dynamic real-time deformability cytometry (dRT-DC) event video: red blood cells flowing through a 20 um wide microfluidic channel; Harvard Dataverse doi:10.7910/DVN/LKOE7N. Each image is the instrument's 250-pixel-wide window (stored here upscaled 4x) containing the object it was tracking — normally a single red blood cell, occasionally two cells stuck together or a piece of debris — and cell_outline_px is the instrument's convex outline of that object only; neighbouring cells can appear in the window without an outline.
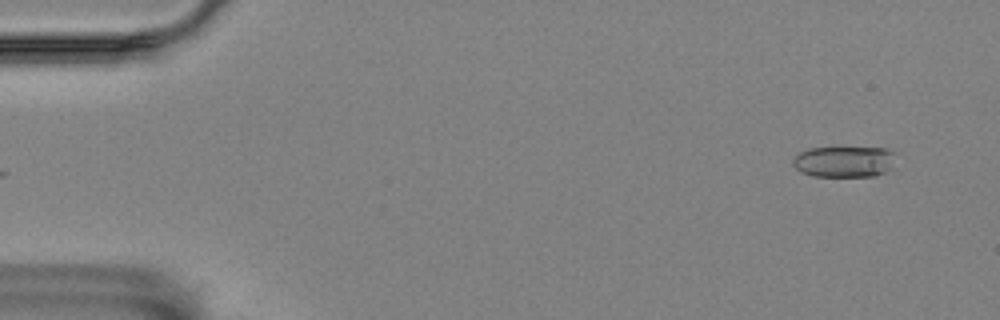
{"species": "Egyptian fruit bat (a non-hibernating species)", "species_latin": "Rousettus aegyptiacus", "temperature_condition": "room temperature", "stored_images_in_passage": 5, "camera_frame_rate_fps": 3000, "um_per_image_px": 0.085, "animal": {"sex": "female"}, "frame": {"image": 1, "passage_image": 1, "time_ms": 0.0, "image_size_px": [1000, 320], "cell_outline_px": [[900, 152], [888, 168], [884, 172], [876, 176], [812, 176], [800, 172], [792, 164], [792, 160], [800, 152], [808, 148], [884, 148]], "centroid_in_image_um": [71.77, 13.73], "position_along_channel_um": 13.2, "area_um2": 18.73}}